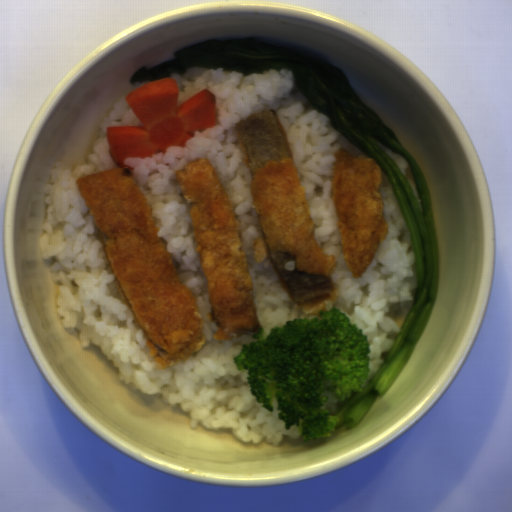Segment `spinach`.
<instances>
[{"instance_id": "1", "label": "spinach", "mask_w": 512, "mask_h": 512, "mask_svg": "<svg viewBox=\"0 0 512 512\" xmlns=\"http://www.w3.org/2000/svg\"><path fill=\"white\" fill-rule=\"evenodd\" d=\"M190 68H219L251 75L269 69L288 68L293 84L312 107L326 116L331 126L379 163L395 193L410 234L416 264V293L402 327L382 365L361 392L354 393L334 415L335 428H355L377 399L385 396L418 344L436 303L438 245L426 178L416 159L380 116L364 104L340 68L325 59L258 37L240 40L210 39L177 50L173 59L150 69L140 68L130 84L170 78ZM409 164L407 177L421 198L422 209L401 171L379 142Z\"/></svg>"}]
</instances>
